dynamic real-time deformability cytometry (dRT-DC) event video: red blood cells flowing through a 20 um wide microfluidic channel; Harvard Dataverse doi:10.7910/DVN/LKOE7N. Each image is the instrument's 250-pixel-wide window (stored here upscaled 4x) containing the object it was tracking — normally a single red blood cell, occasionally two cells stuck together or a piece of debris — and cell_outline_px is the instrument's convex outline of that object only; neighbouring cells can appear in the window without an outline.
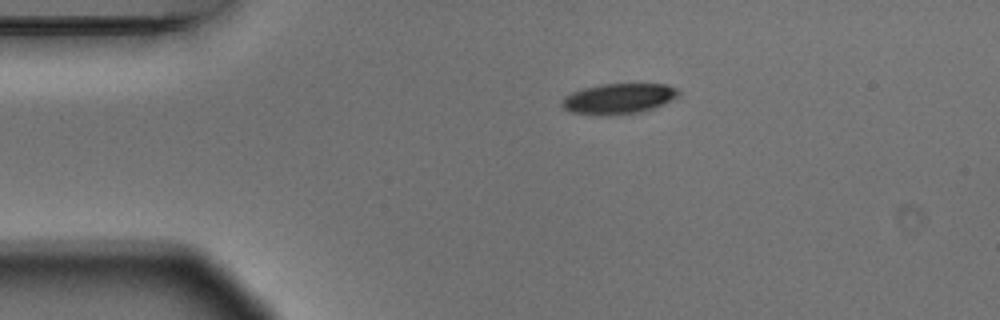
{"species": "Egyptian fruit bat (a non-hibernating species)", "species_latin": "Rousettus aegyptiacus", "temperature_condition": "warm", "stored_images_in_passage": 2, "camera_frame_rate_fps": 3000, "um_per_image_px": 0.085, "animal": {"sex": "male"}, "frame": {"image": 1, "passage_image": 1, "time_ms": 0.0, "image_size_px": [1000, 320], "cell_outline_px": [[680, 96], [672, 100], [652, 108], [640, 112], [608, 116], [568, 112], [560, 104], [560, 100], [564, 96], [572, 92], [584, 88], [600, 84], [668, 84], [676, 88], [680, 92]], "centroid_in_image_um": [52.55, 8.39], "position_along_channel_um": 32.4, "area_um2": 20.92}}